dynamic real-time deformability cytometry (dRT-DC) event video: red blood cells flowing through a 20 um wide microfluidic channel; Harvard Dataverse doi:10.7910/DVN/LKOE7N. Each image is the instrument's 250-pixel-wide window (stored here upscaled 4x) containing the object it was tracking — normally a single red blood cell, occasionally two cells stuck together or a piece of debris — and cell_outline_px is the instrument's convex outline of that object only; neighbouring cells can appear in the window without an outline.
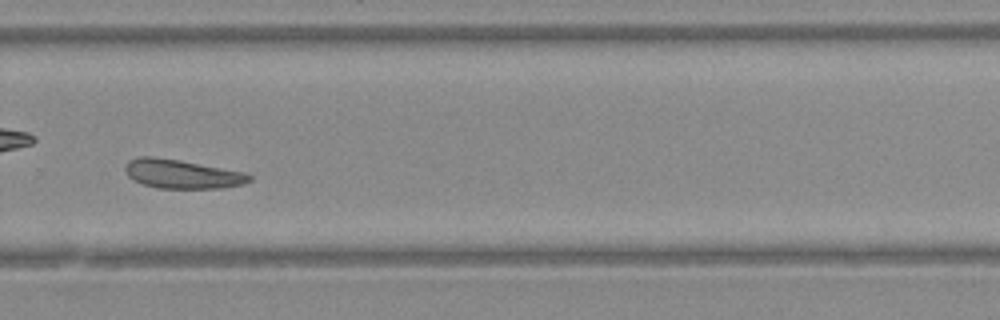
{"species": "Egyptian fruit bat (a non-hibernating species)", "species_latin": "Rousettus aegyptiacus", "temperature_condition": "warm", "stored_images_in_passage": 45, "camera_frame_rate_fps": 3000, "um_per_image_px": 0.085, "animal": {"sex": "female"}, "frame": {"image": 1, "passage_image": 32, "time_ms": 10.333, "image_size_px": [1000, 320], "cell_outline_px": [[252, 180], [244, 184], [224, 188], [156, 188], [132, 180], [128, 176], [124, 168], [124, 164], [128, 160], [140, 156], [152, 156], [180, 160], [244, 172], [252, 176]], "centroid_in_image_um": [15.45, 14.79], "position_along_channel_um": 314.4, "area_um2": 21.1}}